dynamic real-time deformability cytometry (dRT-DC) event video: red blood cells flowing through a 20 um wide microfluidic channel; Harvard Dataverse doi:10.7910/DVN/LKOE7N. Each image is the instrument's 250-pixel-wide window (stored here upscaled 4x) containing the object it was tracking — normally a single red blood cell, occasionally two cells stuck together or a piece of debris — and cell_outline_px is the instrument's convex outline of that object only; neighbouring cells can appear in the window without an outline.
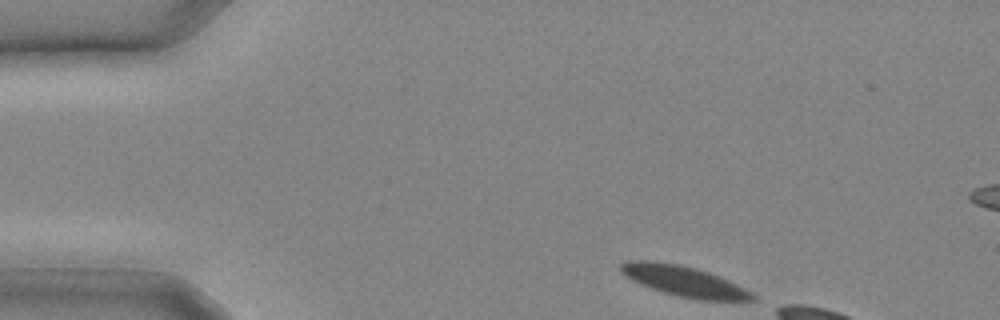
{"species": "common noctule bat (a hibernating species)", "species_latin": "Nyctalus noctula", "temperature_condition": "cold", "stored_images_in_passage": 4, "camera_frame_rate_fps": 3000, "um_per_image_px": 0.085, "animal": {"sex": "male", "body_mass_g": 20.4}, "frame": {"image": 1, "passage_image": 1, "time_ms": 0.0, "image_size_px": [1000, 320], "cell_outline_px": [[756, 300], [696, 300], [676, 296], [640, 284], [624, 276], [620, 272], [620, 264], [624, 260], [648, 260], [676, 264], [696, 268], [720, 276], [752, 292], [756, 296]], "centroid_in_image_um": [58.11, 23.89], "position_along_channel_um": 26.9, "area_um2": 23.41}}